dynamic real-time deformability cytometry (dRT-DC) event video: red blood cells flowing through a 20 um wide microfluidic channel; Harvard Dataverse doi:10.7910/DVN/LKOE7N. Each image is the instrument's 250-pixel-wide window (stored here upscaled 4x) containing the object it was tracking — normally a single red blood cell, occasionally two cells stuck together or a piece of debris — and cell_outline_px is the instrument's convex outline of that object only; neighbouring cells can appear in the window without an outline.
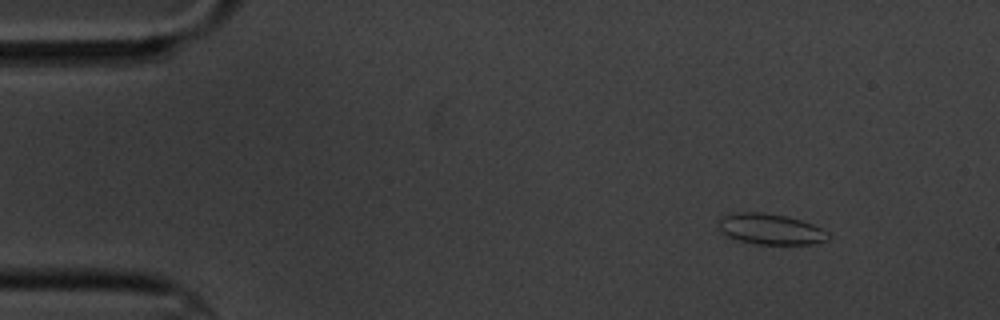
{"species": "common noctule bat (a hibernating species)", "species_latin": "Nyctalus noctula", "temperature_condition": "cold", "stored_images_in_passage": 5, "camera_frame_rate_fps": 3000, "um_per_image_px": 0.085, "animal": {"sex": "male", "body_mass_g": 20.1, "forearm_length_mm": 53.5}, "frame": {"image": 1, "passage_image": 1, "time_ms": 0.0, "image_size_px": [1000, 320], "cell_outline_px": [[828, 240], [812, 244], [756, 244], [740, 240], [728, 236], [720, 228], [720, 216], [732, 212], [764, 212], [784, 216], [800, 220], [812, 224], [828, 232]], "centroid_in_image_um": [65.49, 19.47], "position_along_channel_um": 19.5, "area_um2": 19.42}}
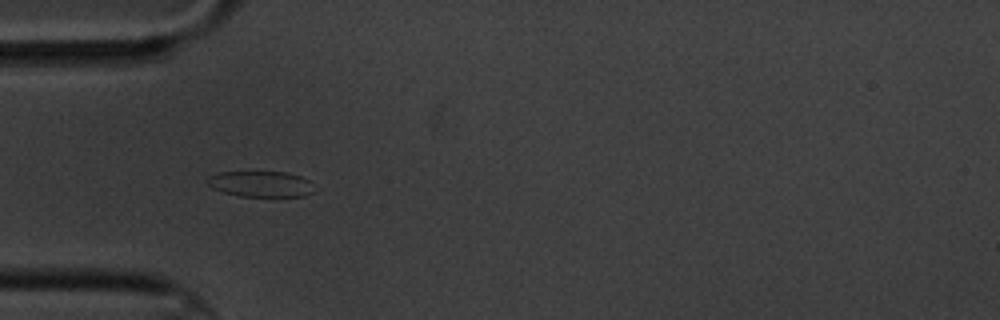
{"frame": {"image": 2, "passage_image": 4, "time_ms": 3.667, "image_size_px": [1000, 320], "cell_outline_px": [[312, 192], [304, 196], [240, 196], [224, 192], [212, 188], [204, 180], [208, 176], [216, 172], [288, 172], [300, 176], [308, 180]], "centroid_in_image_um": [22.08, 15.63], "position_along_channel_um": 62.9, "area_um2": 15.95}}
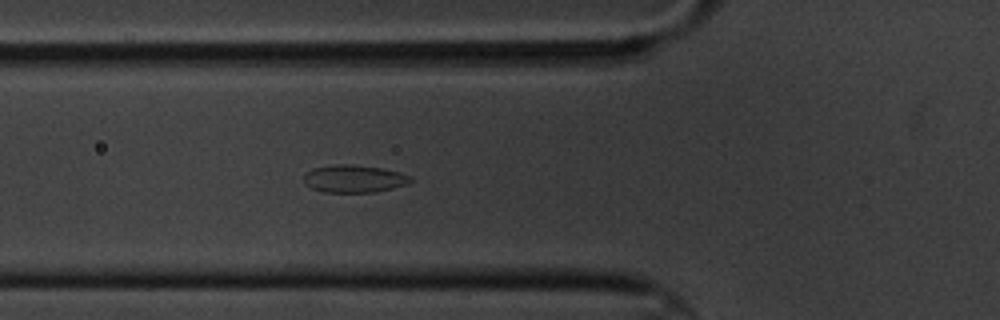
{"frame": {"image": 3, "passage_image": 5, "time_ms": 4.667, "image_size_px": [1000, 320], "cell_outline_px": [[412, 180], [408, 184], [376, 192], [324, 192], [312, 188], [304, 184], [304, 176], [312, 168], [332, 164], [352, 164], [380, 168], [400, 172], [412, 176]], "centroid_in_image_um": [30.1, 15.19], "position_along_channel_um": 95.7, "area_um2": 17.22}}